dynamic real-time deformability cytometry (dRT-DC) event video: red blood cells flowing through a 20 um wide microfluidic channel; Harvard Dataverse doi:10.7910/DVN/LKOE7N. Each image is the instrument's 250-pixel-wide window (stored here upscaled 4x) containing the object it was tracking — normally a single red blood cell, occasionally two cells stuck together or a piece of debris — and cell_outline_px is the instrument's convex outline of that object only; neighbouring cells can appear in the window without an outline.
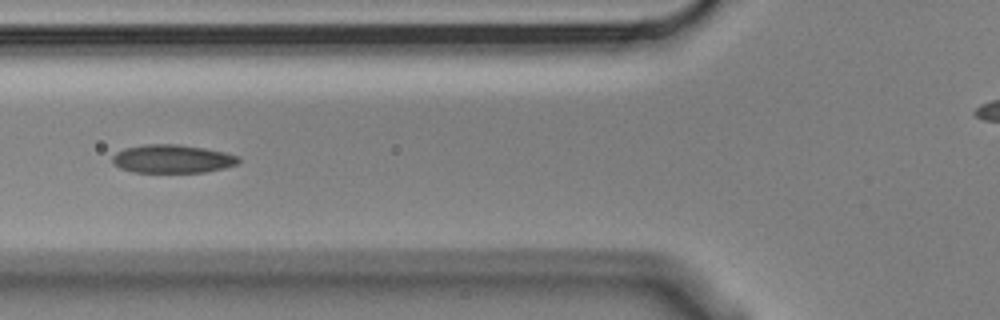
{"species": "Egyptian fruit bat (a non-hibernating species)", "species_latin": "Rousettus aegyptiacus", "temperature_condition": "cold", "stored_images_in_passage": 5, "camera_frame_rate_fps": 3000, "um_per_image_px": 0.085, "animal": {"sex": "male"}, "frame": {"image": 1, "passage_image": 5, "time_ms": 1.333, "image_size_px": [1000, 320], "cell_outline_px": [[240, 160], [236, 164], [224, 168], [204, 172], [132, 172], [120, 168], [112, 160], [112, 156], [116, 152], [124, 148], [144, 144], [180, 144], [204, 148], [224, 152], [240, 156]], "centroid_in_image_um": [14.65, 13.49], "position_along_channel_um": 111.2, "area_um2": 20.87}}